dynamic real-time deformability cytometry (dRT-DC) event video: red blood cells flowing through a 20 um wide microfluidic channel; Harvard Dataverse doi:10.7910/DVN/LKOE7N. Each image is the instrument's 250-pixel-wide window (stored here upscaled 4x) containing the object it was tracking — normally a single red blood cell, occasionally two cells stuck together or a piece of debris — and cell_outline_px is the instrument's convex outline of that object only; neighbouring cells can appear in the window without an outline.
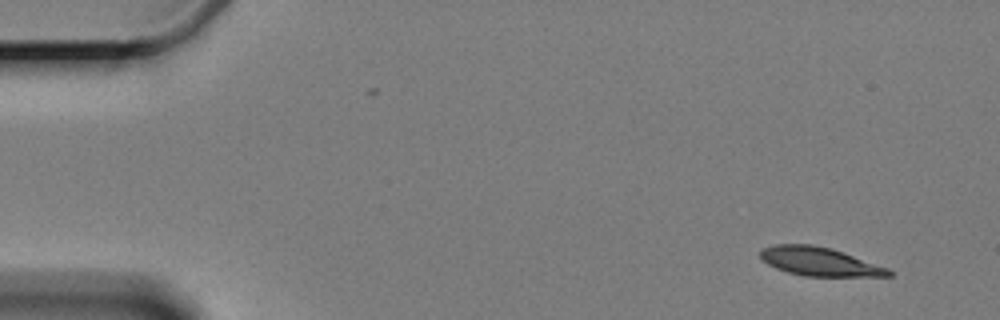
{"species": "Egyptian fruit bat (a non-hibernating species)", "species_latin": "Rousettus aegyptiacus", "temperature_condition": "cold", "stored_images_in_passage": 5, "camera_frame_rate_fps": 3000, "um_per_image_px": 0.085, "animal": {"sex": "female"}, "frame": {"image": 1, "passage_image": 1, "time_ms": 0.0, "image_size_px": [1000, 320], "cell_outline_px": [[892, 276], [804, 276], [788, 272], [776, 268], [760, 260], [760, 248], [776, 244], [812, 244], [832, 248], [844, 252], [888, 268], [892, 272]], "centroid_in_image_um": [69.62, 22.22], "position_along_channel_um": 15.4, "area_um2": 21.5}}
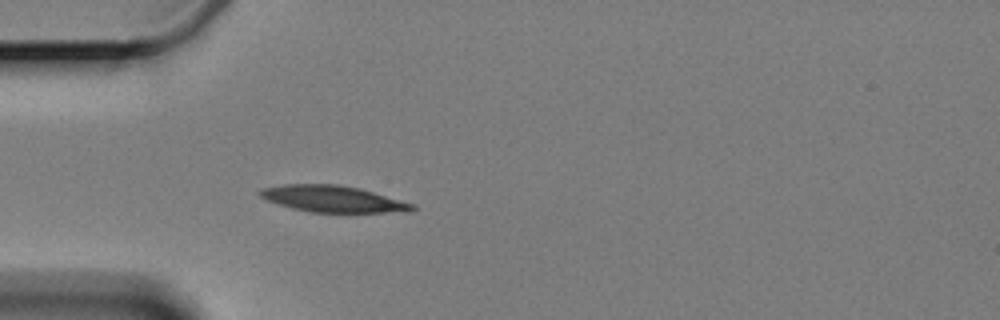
{"frame": {"image": 2, "passage_image": 5, "time_ms": 4.333, "image_size_px": [1000, 320], "cell_outline_px": [[416, 208], [408, 212], [312, 212], [292, 208], [268, 200], [260, 196], [256, 192], [260, 188], [284, 184], [336, 184], [360, 188], [416, 204]], "centroid_in_image_um": [28.31, 16.9], "position_along_channel_um": 56.7, "area_um2": 23.52}}